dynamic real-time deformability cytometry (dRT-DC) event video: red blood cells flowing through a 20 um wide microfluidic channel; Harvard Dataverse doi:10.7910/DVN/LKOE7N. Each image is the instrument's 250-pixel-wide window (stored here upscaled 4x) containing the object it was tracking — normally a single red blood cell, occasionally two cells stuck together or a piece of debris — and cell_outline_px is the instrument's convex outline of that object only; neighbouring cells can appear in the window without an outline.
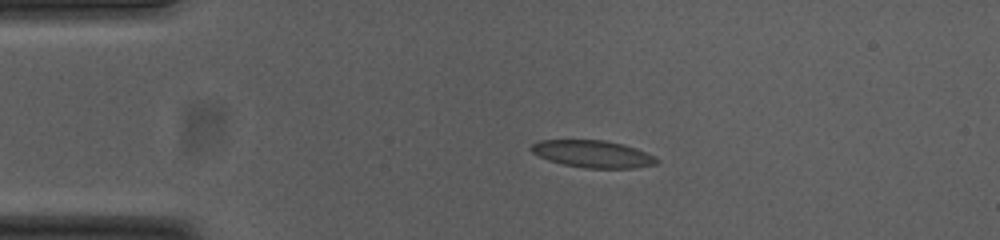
{"species": "common noctule bat (a hibernating species)", "species_latin": "Nyctalus noctula", "temperature_condition": "cold", "stored_images_in_passage": 48, "camera_frame_rate_fps": 3000, "um_per_image_px": 0.085, "animal": {"sex": "female", "body_mass_g": 23.0, "forearm_length_mm": 53.4}, "frame": {"image": 1, "passage_image": 11, "time_ms": 3.333, "image_size_px": [1000, 240], "cell_outline_px": [[660, 160], [656, 164], [636, 168], [584, 168], [564, 164], [548, 160], [532, 152], [528, 148], [532, 144], [540, 140], [604, 140], [624, 144], [636, 148]], "centroid_in_image_um": [50.37, 13.08], "position_along_channel_um": 34.6, "area_um2": 19.83}}
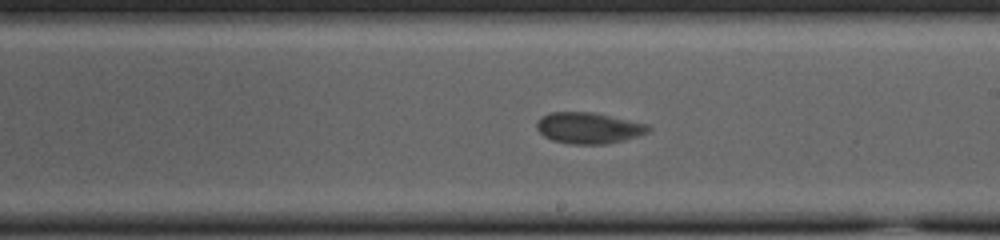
{"frame": {"image": 2, "passage_image": 31, "time_ms": 10.0, "image_size_px": [1000, 240], "cell_outline_px": [[652, 128], [648, 132], [624, 140], [604, 144], [568, 144], [552, 140], [544, 136], [536, 128], [536, 120], [540, 116], [552, 112], [592, 112], [648, 124]], "centroid_in_image_um": [49.99, 10.88], "position_along_channel_um": 239.0, "area_um2": 20.29}}
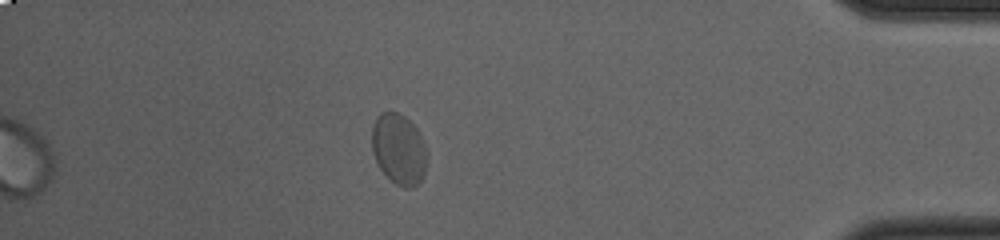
{"frame": {"image": 3, "passage_image": 48, "time_ms": 15.667, "image_size_px": [1000, 240], "cell_outline_px": [[428, 156], [424, 176], [412, 188], [404, 188], [396, 184], [380, 168], [372, 152], [372, 124], [376, 116], [380, 112], [396, 112], [404, 116], [420, 132], [424, 140], [428, 152]], "centroid_in_image_um": [33.92, 12.66], "position_along_channel_um": 401.3, "area_um2": 23.0}, "authors_computed_cell_mechanics": {"area_um2": 20.3167, "velocity_mm_per_s": 3.6429, "shape_relaxation_time_tau1_ms": 6.1502, "shape_relaxation_time_tau2_ms": null, "deformation_change_tau1": 0.1123, "deformation_change_tau2": null}}